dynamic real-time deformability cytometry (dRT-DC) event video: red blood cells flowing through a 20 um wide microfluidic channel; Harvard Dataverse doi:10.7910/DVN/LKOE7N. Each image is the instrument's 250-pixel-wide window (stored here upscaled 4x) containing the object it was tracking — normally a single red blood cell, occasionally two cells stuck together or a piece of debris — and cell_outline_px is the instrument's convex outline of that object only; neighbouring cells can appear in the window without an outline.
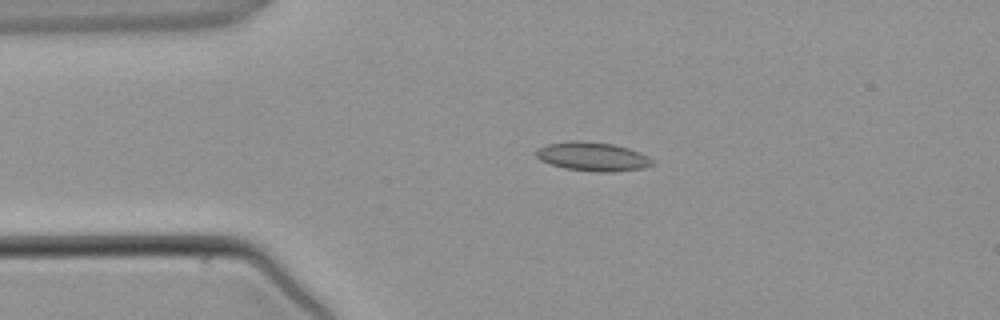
{"species": "common noctule bat (a hibernating species)", "species_latin": "Nyctalus noctula", "temperature_condition": "warm", "stored_images_in_passage": 3, "camera_frame_rate_fps": 3000, "um_per_image_px": 0.085, "animal": {"sex": "male", "body_mass_g": 21.5, "forearm_length_mm": 52.0}, "frame": {"image": 1, "passage_image": 2, "time_ms": 1.0, "image_size_px": [1000, 320], "cell_outline_px": [[656, 164], [644, 168], [612, 172], [600, 172], [564, 168], [540, 160], [536, 156], [536, 148], [548, 144], [568, 140], [584, 140], [612, 144], [628, 148], [640, 152], [656, 160]], "centroid_in_image_um": [50.41, 13.3], "position_along_channel_um": 34.6, "area_um2": 19.83}}
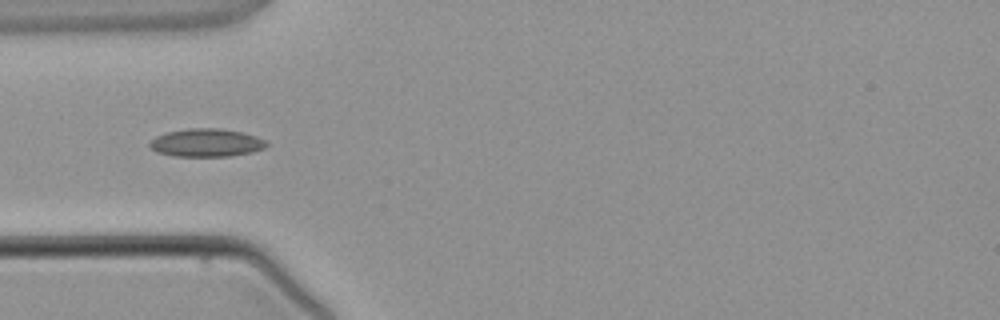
{"frame": {"image": 2, "passage_image": 3, "time_ms": 2.333, "image_size_px": [1000, 320], "cell_outline_px": [[268, 144], [264, 148], [252, 152], [228, 156], [172, 156], [156, 152], [148, 148], [148, 144], [156, 136], [168, 132], [188, 128], [220, 128], [240, 132], [256, 136], [264, 140]], "centroid_in_image_um": [17.49, 12.13], "position_along_channel_um": 67.5, "area_um2": 19.07}}